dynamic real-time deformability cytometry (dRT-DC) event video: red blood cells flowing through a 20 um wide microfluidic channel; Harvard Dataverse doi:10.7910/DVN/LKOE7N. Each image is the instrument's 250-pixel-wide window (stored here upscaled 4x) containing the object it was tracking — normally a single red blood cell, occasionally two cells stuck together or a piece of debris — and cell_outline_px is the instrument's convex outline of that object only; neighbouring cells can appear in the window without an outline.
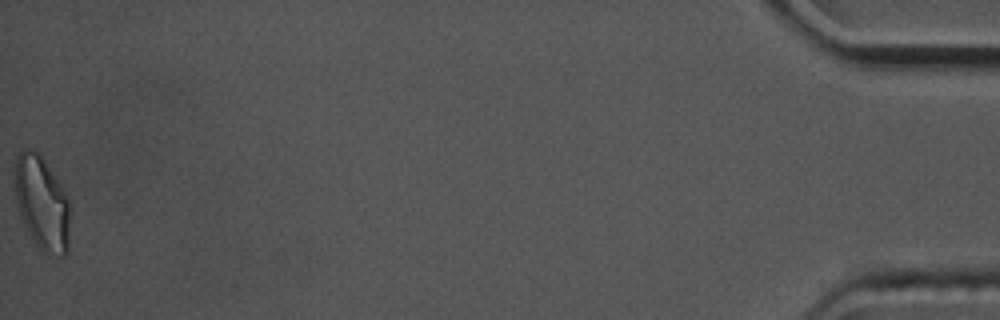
{"species": "common noctule bat (a hibernating species)", "species_latin": "Nyctalus noctula", "temperature_condition": "cold", "stored_images_in_passage": 54, "camera_frame_rate_fps": 3000, "um_per_image_px": 0.085, "animal": {"sex": "male", "body_mass_g": 17.5, "forearm_length_mm": 52.3}, "frame": {"image": 1, "passage_image": 54, "time_ms": 17.667, "image_size_px": [1000, 320], "cell_outline_px": [[68, 248], [64, 256], [60, 256], [44, 252], [36, 244], [28, 232], [24, 224], [16, 200], [12, 180], [12, 168], [16, 152], [24, 148], [36, 152], [44, 160], [60, 184], [68, 200]], "centroid_in_image_um": [3.49, 17.2], "position_along_channel_um": 431.7, "area_um2": 30.17}, "authors_computed_cell_mechanics": {"area_um2": 22.7154, "velocity_mm_per_s": 3.5689, "shape_relaxation_time_tau1_ms": 2.5965, "shape_relaxation_time_tau2_ms": 6.0122, "deformation_change_tau1": 0.1379, "deformation_change_tau2": 0.1476}}